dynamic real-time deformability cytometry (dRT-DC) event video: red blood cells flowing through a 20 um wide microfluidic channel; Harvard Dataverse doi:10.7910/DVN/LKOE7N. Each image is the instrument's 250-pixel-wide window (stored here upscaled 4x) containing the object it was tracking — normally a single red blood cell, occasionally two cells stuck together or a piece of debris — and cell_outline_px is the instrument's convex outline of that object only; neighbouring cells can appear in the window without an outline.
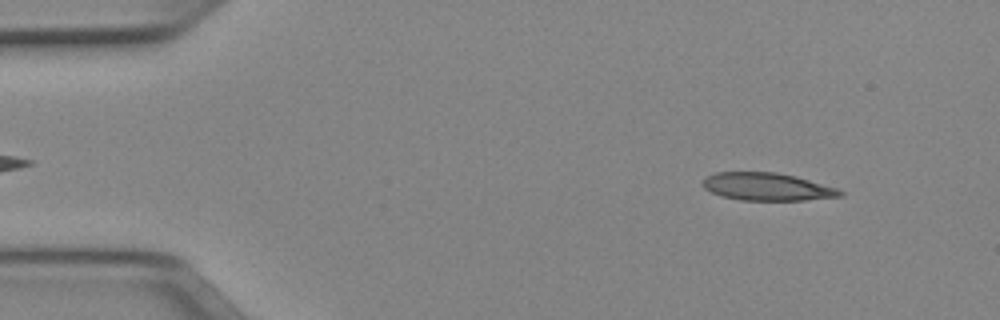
{"species": "Egyptian fruit bat (a non-hibernating species)", "species_latin": "Rousettus aegyptiacus", "temperature_condition": "cold", "stored_images_in_passage": 50, "camera_frame_rate_fps": 3000, "um_per_image_px": 0.085, "animal": {"sex": "female"}, "frame": {"image": 1, "passage_image": 5, "time_ms": 1.333, "image_size_px": [1000, 320], "cell_outline_px": [[844, 196], [804, 200], [740, 200], [720, 196], [704, 188], [704, 176], [716, 172], [776, 172], [796, 176], [836, 188], [844, 192]], "centroid_in_image_um": [65.19, 15.87], "position_along_channel_um": 19.8, "area_um2": 22.14}}
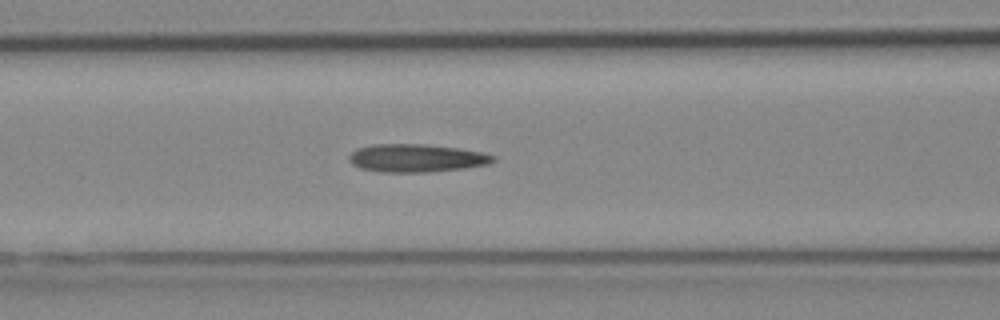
{"frame": {"image": 2, "passage_image": 20, "time_ms": 6.333, "image_size_px": [1000, 320], "cell_outline_px": [[496, 160], [488, 164], [464, 168], [428, 172], [380, 172], [360, 168], [352, 164], [348, 160], [348, 156], [356, 148], [372, 144], [424, 144], [456, 148], [480, 152], [496, 156]], "centroid_in_image_um": [35.35, 13.44], "position_along_channel_um": 131.3, "area_um2": 23.52}}
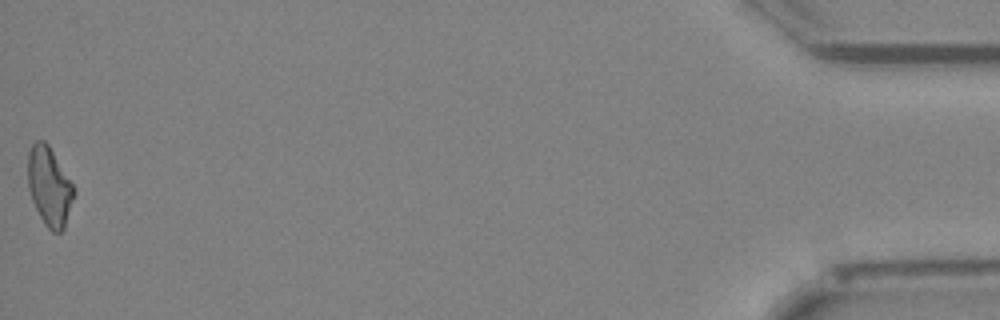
{"frame": {"image": 3, "passage_image": 50, "time_ms": 16.333, "image_size_px": [1000, 320], "cell_outline_px": [[76, 192], [64, 228], [60, 232], [52, 232], [44, 224], [32, 200], [28, 188], [28, 152], [32, 144], [36, 140], [44, 140], [48, 144], [72, 184]], "centroid_in_image_um": [4.19, 15.85], "position_along_channel_um": 431.0, "area_um2": 20.98}, "authors_computed_cell_mechanics": {"area_um2": 22.1952, "velocity_mm_per_s": 3.9737, "shape_relaxation_time_tau1_ms": 7.8498, "shape_relaxation_time_tau2_ms": 6.1722, "deformation_change_tau1": 0.1997, "deformation_change_tau2": 0.214}}